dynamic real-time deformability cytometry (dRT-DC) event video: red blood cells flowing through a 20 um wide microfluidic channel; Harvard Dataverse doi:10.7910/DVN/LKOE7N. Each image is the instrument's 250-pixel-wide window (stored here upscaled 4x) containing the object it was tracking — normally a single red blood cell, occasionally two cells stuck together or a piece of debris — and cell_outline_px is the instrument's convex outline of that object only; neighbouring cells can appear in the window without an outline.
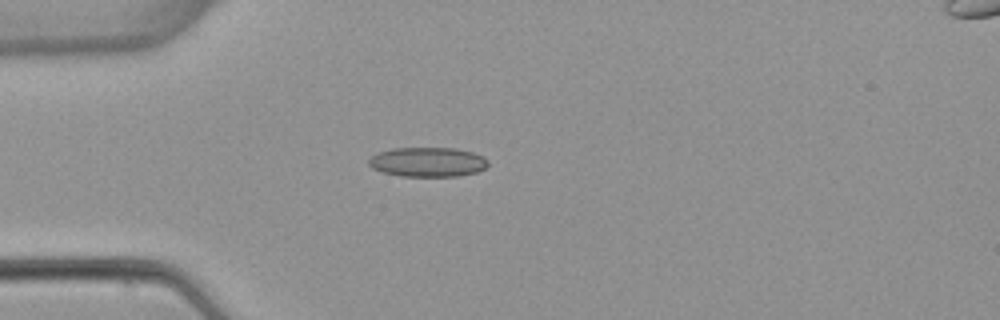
{"species": "common noctule bat (a hibernating species)", "species_latin": "Nyctalus noctula", "temperature_condition": "warm", "stored_images_in_passage": 4, "camera_frame_rate_fps": 3000, "um_per_image_px": 0.085, "animal": {"sex": "female", "body_mass_g": 22.7, "forearm_length_mm": 54.2}, "frame": {"image": 1, "passage_image": 3, "time_ms": 2.667, "image_size_px": [1000, 320], "cell_outline_px": [[488, 164], [484, 168], [476, 172], [456, 176], [400, 176], [384, 172], [372, 168], [368, 164], [368, 160], [372, 156], [380, 152], [392, 148], [456, 148], [472, 152], [484, 156], [488, 160]], "centroid_in_image_um": [36.36, 13.76], "position_along_channel_um": 48.6, "area_um2": 20.46}}